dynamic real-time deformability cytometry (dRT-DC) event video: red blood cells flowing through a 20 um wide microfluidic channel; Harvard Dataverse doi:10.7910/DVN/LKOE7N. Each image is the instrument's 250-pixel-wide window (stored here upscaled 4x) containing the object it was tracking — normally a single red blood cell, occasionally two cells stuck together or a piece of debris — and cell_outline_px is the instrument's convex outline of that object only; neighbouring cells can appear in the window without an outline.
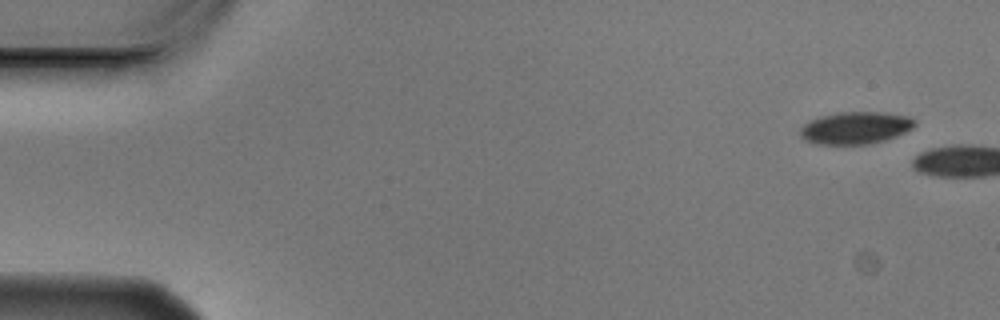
{"species": "Egyptian fruit bat (a non-hibernating species)", "species_latin": "Rousettus aegyptiacus", "temperature_condition": "cold", "stored_images_in_passage": 2, "camera_frame_rate_fps": 3000, "um_per_image_px": 0.085, "animal": {"sex": "male"}, "frame": {"image": 1, "passage_image": 1, "time_ms": 0.0, "image_size_px": [1000, 320], "cell_outline_px": [[916, 124], [912, 128], [904, 132], [880, 140], [864, 144], [816, 144], [804, 140], [800, 136], [800, 128], [808, 120], [820, 116], [836, 112], [884, 112], [908, 116]], "centroid_in_image_um": [72.62, 10.85], "position_along_channel_um": 12.4, "area_um2": 21.27}}